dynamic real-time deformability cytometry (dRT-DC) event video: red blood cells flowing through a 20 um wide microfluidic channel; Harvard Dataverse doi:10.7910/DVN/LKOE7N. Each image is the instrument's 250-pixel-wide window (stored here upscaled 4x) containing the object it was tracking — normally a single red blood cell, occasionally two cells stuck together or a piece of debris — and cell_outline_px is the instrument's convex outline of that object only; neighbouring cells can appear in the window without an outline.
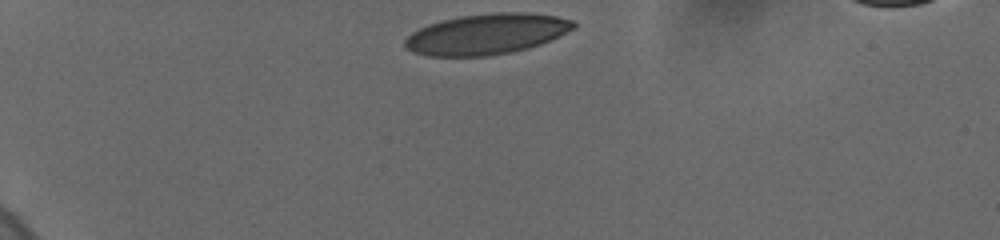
{"species": "human", "species_latin": "Homo sapiens", "temperature_condition": "cold", "stored_images_in_passage": 29, "camera_frame_rate_fps": 3000, "um_per_image_px": 0.085, "donor": {"sex": "female"}, "frame": {"image": 1, "passage_image": 1, "time_ms": 0.0, "image_size_px": [1000, 240], "cell_outline_px": [[576, 28], [540, 44], [528, 48], [512, 52], [488, 56], [428, 56], [412, 52], [404, 44], [404, 40], [412, 32], [428, 24], [460, 16], [492, 12], [528, 12], [556, 16], [572, 20], [576, 24]], "centroid_in_image_um": [41.37, 2.89], "position_along_channel_um": 43.6, "area_um2": 39.94}}
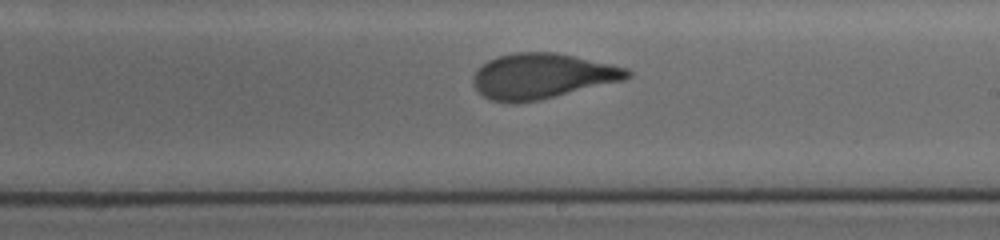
{"frame": {"image": 2, "passage_image": 17, "time_ms": 7.0, "image_size_px": [1000, 240], "cell_outline_px": [[632, 76], [624, 80], [540, 100], [516, 104], [492, 100], [484, 96], [472, 84], [472, 76], [476, 68], [488, 60], [496, 56], [512, 52], [556, 52], [612, 64], [628, 68], [632, 72]], "centroid_in_image_um": [46.06, 6.46], "position_along_channel_um": 242.9, "area_um2": 41.1}}
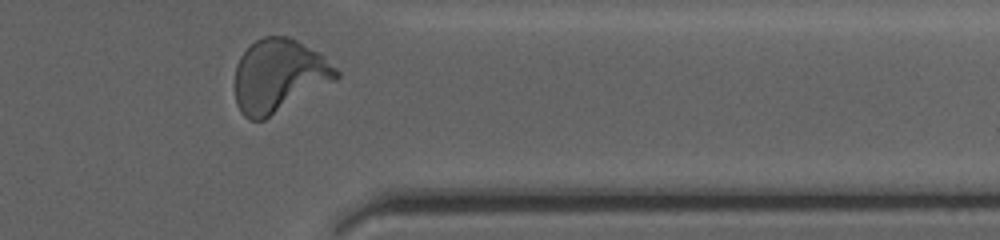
{"frame": {"image": 3, "passage_image": 29, "time_ms": 11.0, "image_size_px": [1000, 240], "cell_outline_px": [[340, 76], [336, 80], [264, 120], [248, 120], [240, 112], [236, 104], [236, 64], [240, 56], [256, 40], [264, 36], [288, 36], [296, 40], [316, 52], [336, 68], [340, 72]], "centroid_in_image_um": [23.68, 6.46], "position_along_channel_um": 387.7, "area_um2": 42.71}, "authors_computed_cell_mechanics": {"area_um2": 40.9224, "velocity_mm_per_s": 3.6906, "shape_relaxation_time_tau1_ms": 4.9806, "shape_relaxation_time_tau2_ms": null, "deformation_change_tau1": 0.2026, "deformation_change_tau2": null}}